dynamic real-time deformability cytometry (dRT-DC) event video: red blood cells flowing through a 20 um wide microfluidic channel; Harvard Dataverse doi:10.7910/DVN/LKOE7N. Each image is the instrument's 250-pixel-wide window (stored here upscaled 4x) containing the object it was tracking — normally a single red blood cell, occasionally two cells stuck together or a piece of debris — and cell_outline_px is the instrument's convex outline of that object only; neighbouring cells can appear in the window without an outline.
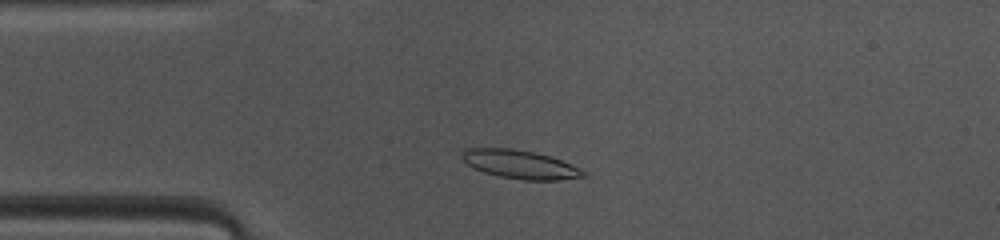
{"species": "common noctule bat (a hibernating species)", "species_latin": "Nyctalus noctula", "temperature_condition": "warm", "stored_images_in_passage": 38, "camera_frame_rate_fps": 3000, "um_per_image_px": 0.085, "animal": {"sex": "female", "body_mass_g": 10.0, "forearm_length_mm": 53.1}, "frame": {"image": 1, "passage_image": 1, "time_ms": 0.0, "image_size_px": [1000, 240], "cell_outline_px": [[588, 176], [560, 180], [524, 180], [500, 176], [484, 172], [472, 168], [460, 156], [460, 152], [464, 148], [512, 148], [536, 152], [552, 156], [580, 168], [588, 172]], "centroid_in_image_um": [44.23, 13.96], "position_along_channel_um": 40.8, "area_um2": 20.52}}
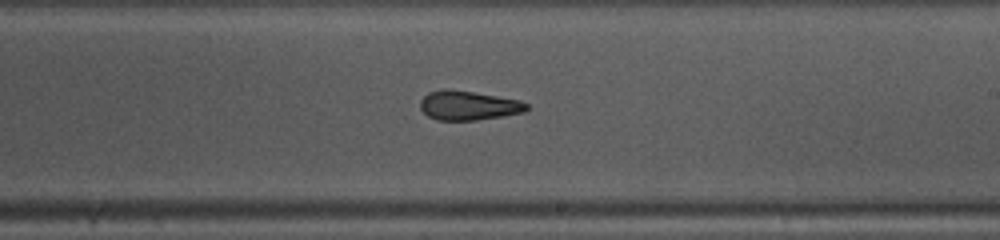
{"frame": {"image": 2, "passage_image": 17, "time_ms": 5.333, "image_size_px": [1000, 240], "cell_outline_px": [[528, 108], [524, 112], [476, 120], [436, 120], [428, 116], [420, 108], [420, 100], [428, 92], [444, 88], [448, 88], [520, 100], [528, 104]], "centroid_in_image_um": [39.77, 8.96], "position_along_channel_um": 249.2, "area_um2": 18.09}}
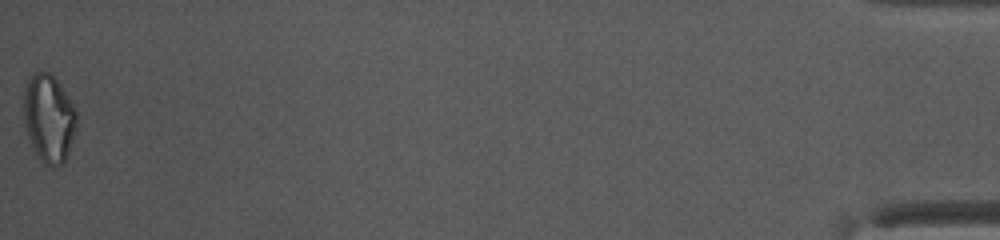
{"frame": {"image": 3, "passage_image": 38, "time_ms": 12.333, "image_size_px": [1000, 240], "cell_outline_px": [[76, 128], [64, 164], [44, 164], [36, 156], [28, 136], [24, 120], [24, 88], [32, 72], [48, 72], [60, 84], [76, 108]], "centroid_in_image_um": [4.15, 10.04], "position_along_channel_um": 431.1, "area_um2": 26.93}, "authors_computed_cell_mechanics": {"area_um2": 18.785, "velocity_mm_per_s": 4.1337, "shape_relaxation_time_tau1_ms": null, "shape_relaxation_time_tau2_ms": 2.8136, "deformation_change_tau1": null, "deformation_change_tau2": 0.1172}}